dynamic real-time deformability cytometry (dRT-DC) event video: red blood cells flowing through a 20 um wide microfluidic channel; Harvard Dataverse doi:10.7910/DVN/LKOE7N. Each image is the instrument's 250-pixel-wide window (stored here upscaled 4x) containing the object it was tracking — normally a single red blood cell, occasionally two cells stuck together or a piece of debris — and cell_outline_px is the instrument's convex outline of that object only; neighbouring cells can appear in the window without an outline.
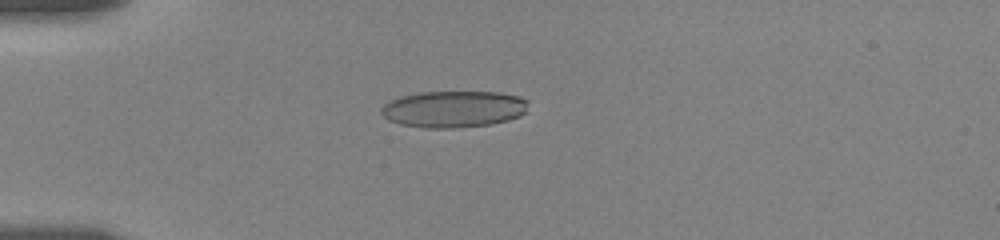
{"species": "human", "species_latin": "Homo sapiens", "temperature_condition": "room temperature", "stored_images_in_passage": 57, "camera_frame_rate_fps": 3000, "um_per_image_px": 0.085, "donor": {"sex": "female"}, "frame": {"image": 1, "passage_image": 16, "time_ms": 5.0, "image_size_px": [1000, 240], "cell_outline_px": [[528, 100], [524, 112], [520, 116], [508, 120], [488, 124], [456, 128], [428, 128], [400, 124], [388, 120], [380, 112], [380, 108], [384, 104], [400, 96], [420, 92], [500, 92], [520, 96]], "centroid_in_image_um": [38.54, 9.27], "position_along_channel_um": 46.5, "area_um2": 31.39}}
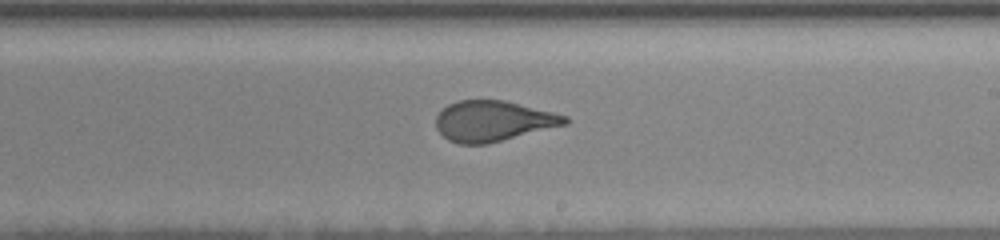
{"frame": {"image": 2, "passage_image": 35, "time_ms": 11.333, "image_size_px": [1000, 240], "cell_outline_px": [[568, 124], [488, 144], [460, 144], [448, 140], [436, 128], [436, 116], [448, 104], [456, 100], [504, 100], [568, 116]], "centroid_in_image_um": [41.91, 10.29], "position_along_channel_um": 247.1, "area_um2": 30.46}}
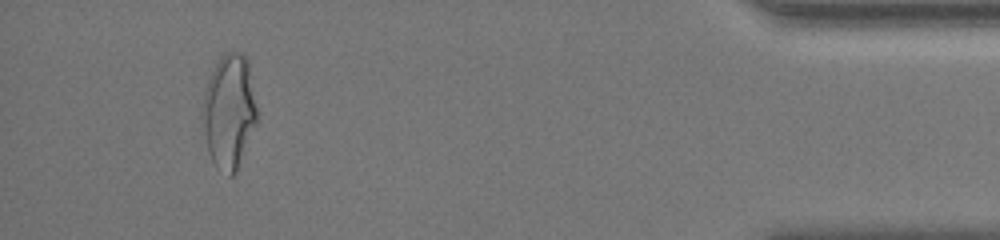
{"frame": {"image": 3, "passage_image": 54, "time_ms": 17.667, "image_size_px": [1000, 240], "cell_outline_px": [[256, 120], [236, 172], [232, 176], [228, 176], [216, 168], [208, 152], [200, 112], [204, 92], [208, 80], [220, 56], [224, 52], [244, 52], [248, 56], [256, 108]], "centroid_in_image_um": [19.44, 9.44], "position_along_channel_um": 415.8, "area_um2": 36.3}, "authors_computed_cell_mechanics": {"area_um2": 31.1542, "velocity_mm_per_s": 3.5382, "shape_relaxation_time_tau1_ms": 9.8469, "shape_relaxation_time_tau2_ms": 0.7657, "deformation_change_tau1": 0.2575, "deformation_change_tau2": 0.0819}}